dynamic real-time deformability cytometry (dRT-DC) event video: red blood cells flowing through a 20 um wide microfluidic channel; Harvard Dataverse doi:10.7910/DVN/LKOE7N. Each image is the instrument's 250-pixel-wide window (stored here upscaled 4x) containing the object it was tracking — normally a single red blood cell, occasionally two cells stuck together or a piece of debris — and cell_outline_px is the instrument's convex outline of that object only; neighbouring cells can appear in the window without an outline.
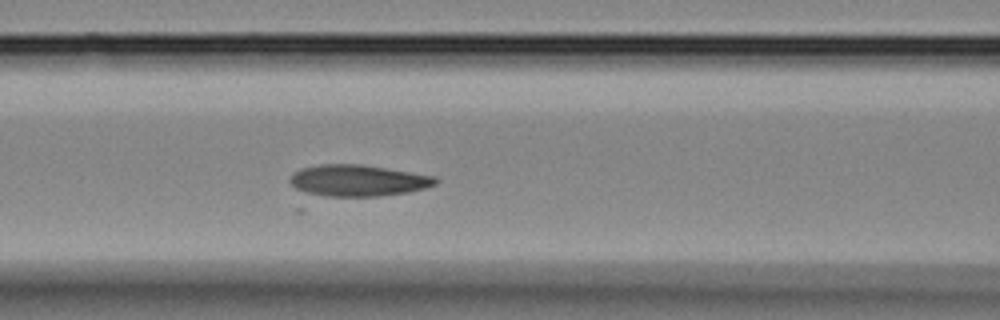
{"species": "Egyptian fruit bat (a non-hibernating species)", "species_latin": "Rousettus aegyptiacus", "temperature_condition": "room temperature", "stored_images_in_passage": 23, "camera_frame_rate_fps": 3000, "um_per_image_px": 0.085, "animal": {"sex": "female"}, "frame": {"image": 1, "passage_image": 7, "time_ms": 2.0, "image_size_px": [1000, 320], "cell_outline_px": [[440, 180], [436, 184], [424, 188], [408, 192], [380, 196], [328, 196], [308, 192], [296, 188], [288, 180], [300, 168], [320, 164], [360, 164], [436, 176]], "centroid_in_image_um": [30.47, 15.33], "position_along_channel_um": 136.1, "area_um2": 26.41}}
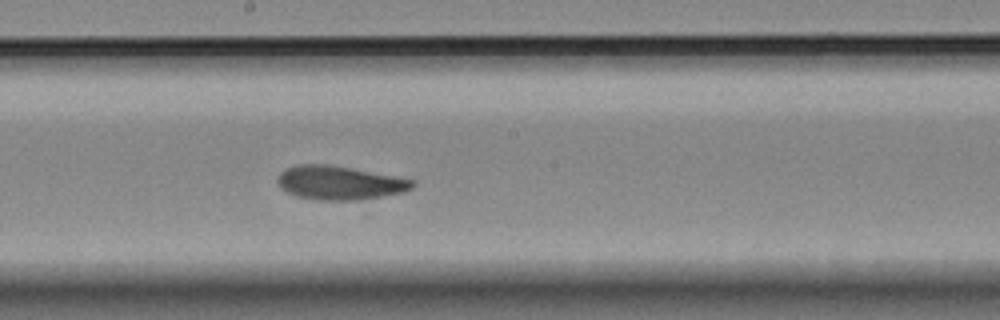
{"frame": {"image": 2, "passage_image": 12, "time_ms": 3.667, "image_size_px": [1000, 320], "cell_outline_px": [[416, 184], [412, 188], [404, 192], [360, 200], [320, 200], [296, 196], [280, 188], [276, 184], [276, 180], [280, 172], [284, 168], [296, 164], [328, 164], [352, 168], [416, 180]], "centroid_in_image_um": [28.84, 15.53], "position_along_channel_um": 219.4, "area_um2": 26.82}}
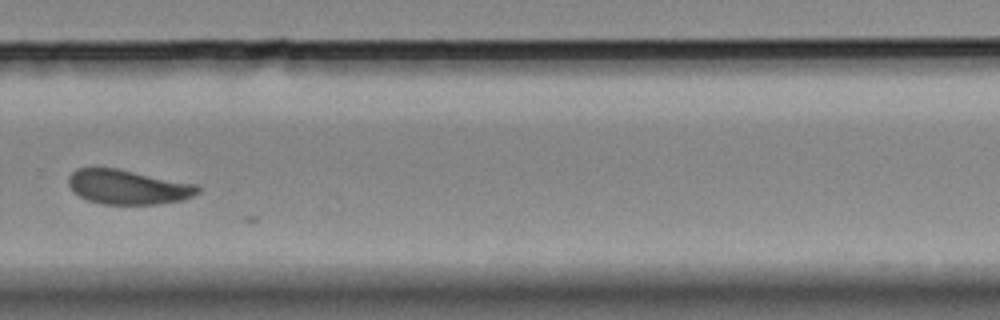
{"frame": {"image": 3, "passage_image": 18, "time_ms": 5.667, "image_size_px": [1000, 320], "cell_outline_px": [[200, 192], [184, 200], [160, 204], [100, 204], [88, 200], [72, 192], [68, 184], [68, 176], [76, 168], [116, 168], [196, 184], [200, 188]], "centroid_in_image_um": [10.86, 15.9], "position_along_channel_um": 318.9, "area_um2": 26.13}}